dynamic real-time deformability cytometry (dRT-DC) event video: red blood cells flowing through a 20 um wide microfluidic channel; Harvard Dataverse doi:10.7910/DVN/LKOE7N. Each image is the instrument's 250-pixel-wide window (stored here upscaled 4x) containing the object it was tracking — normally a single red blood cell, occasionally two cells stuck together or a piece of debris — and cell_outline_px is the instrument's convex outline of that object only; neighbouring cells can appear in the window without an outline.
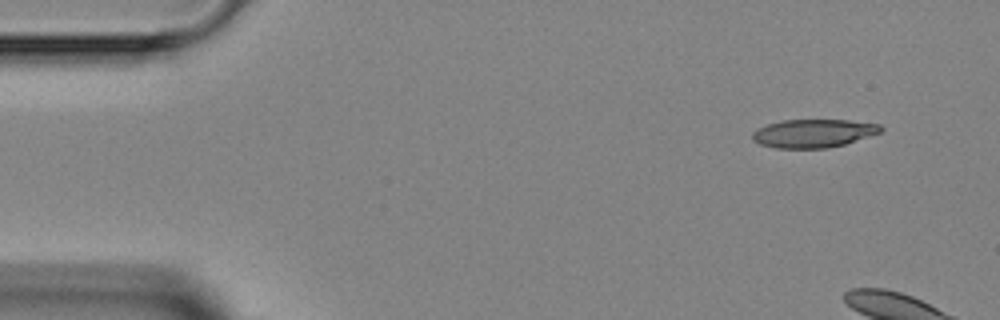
{"species": "Egyptian fruit bat (a non-hibernating species)", "species_latin": "Rousettus aegyptiacus", "temperature_condition": "room temperature", "stored_images_in_passage": 5, "camera_frame_rate_fps": 3000, "um_per_image_px": 0.085, "animal": {"sex": "female"}, "frame": {"image": 1, "passage_image": 1, "time_ms": 0.0, "image_size_px": [1000, 320], "cell_outline_px": [[884, 128], [880, 132], [844, 144], [828, 148], [776, 148], [760, 144], [752, 140], [752, 132], [756, 128], [768, 124], [784, 120], [848, 120], [880, 124]], "centroid_in_image_um": [69.11, 11.33], "position_along_channel_um": 15.9, "area_um2": 21.1}}
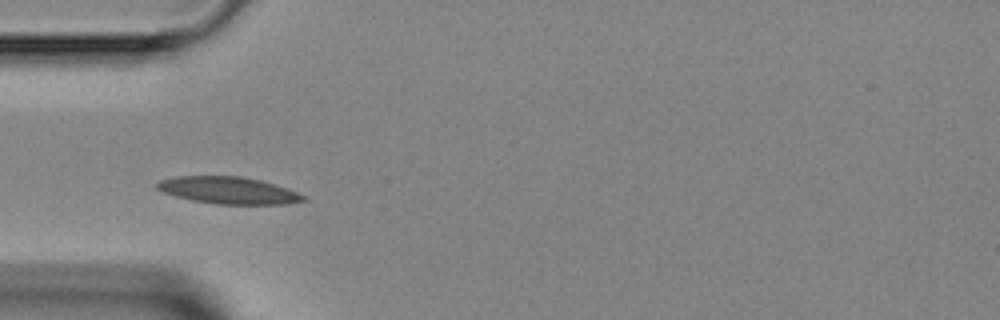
{"frame": {"image": 2, "passage_image": 5, "time_ms": 4.667, "image_size_px": [1000, 320], "cell_outline_px": [[304, 200], [288, 204], [216, 204], [192, 200], [176, 196], [164, 192], [156, 188], [156, 184], [160, 180], [176, 176], [240, 176], [260, 180], [276, 184], [288, 188], [304, 196]], "centroid_in_image_um": [19.41, 16.17], "position_along_channel_um": 65.6, "area_um2": 22.89}}